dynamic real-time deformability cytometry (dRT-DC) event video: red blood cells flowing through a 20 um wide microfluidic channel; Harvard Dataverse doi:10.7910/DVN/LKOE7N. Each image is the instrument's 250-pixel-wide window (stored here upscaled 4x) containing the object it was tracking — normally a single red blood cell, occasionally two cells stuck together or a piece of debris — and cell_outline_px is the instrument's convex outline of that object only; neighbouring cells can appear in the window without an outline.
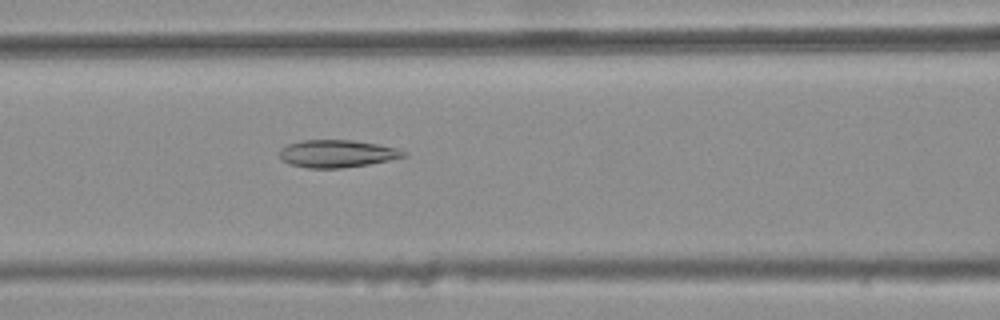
{"species": "common noctule bat (a hibernating species)", "species_latin": "Nyctalus noctula", "temperature_condition": "warm", "stored_images_in_passage": 45, "camera_frame_rate_fps": 3000, "um_per_image_px": 0.085, "animal": {"sex": "female", "body_mass_g": 25.1}, "frame": {"image": 1, "passage_image": 20, "time_ms": 6.333, "image_size_px": [1000, 320], "cell_outline_px": [[408, 156], [368, 164], [340, 168], [308, 168], [288, 164], [280, 156], [280, 148], [288, 144], [304, 140], [352, 140], [376, 144], [396, 148], [408, 152]], "centroid_in_image_um": [28.65, 13.06], "position_along_channel_um": 137.9, "area_um2": 19.77}}
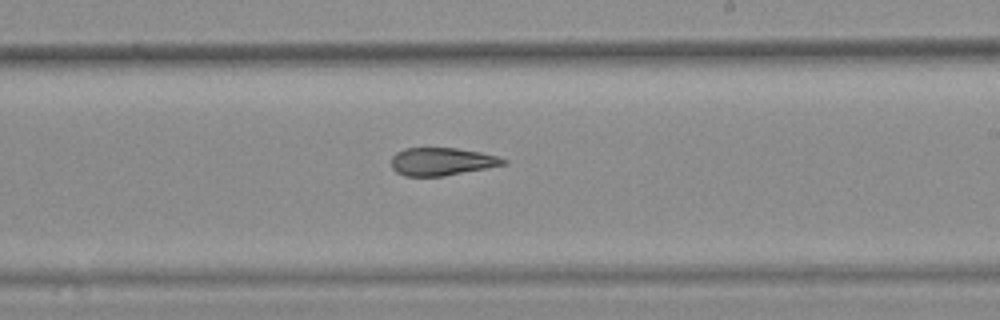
{"frame": {"image": 2, "passage_image": 29, "time_ms": 9.333, "image_size_px": [1000, 320], "cell_outline_px": [[508, 164], [444, 176], [404, 176], [396, 172], [392, 168], [392, 156], [396, 152], [404, 148], [456, 148], [480, 152], [496, 156], [508, 160]], "centroid_in_image_um": [37.55, 13.73], "position_along_channel_um": 251.5, "area_um2": 18.21}}
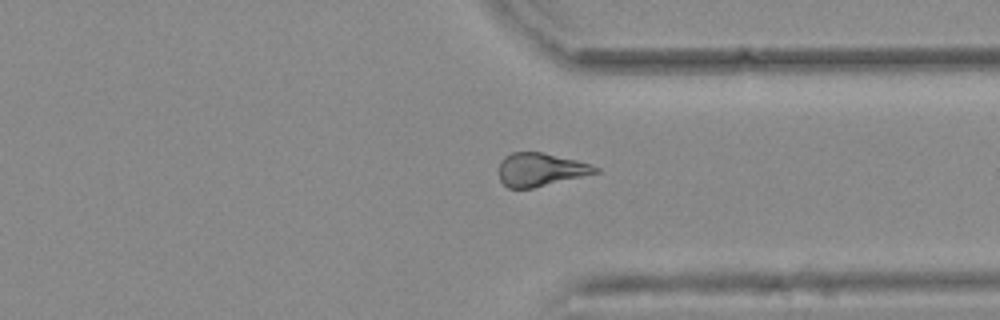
{"frame": {"image": 3, "passage_image": 38, "time_ms": 12.333, "image_size_px": [1000, 320], "cell_outline_px": [[600, 172], [532, 188], [508, 188], [500, 180], [500, 160], [504, 156], [512, 152], [544, 152], [576, 160], [600, 168]], "centroid_in_image_um": [45.93, 14.4], "position_along_channel_um": 365.5, "area_um2": 18.55}, "authors_computed_cell_mechanics": {"area_um2": 19.4208, "velocity_mm_per_s": 3.7961, "shape_relaxation_time_tau1_ms": null, "shape_relaxation_time_tau2_ms": 4.6803, "deformation_change_tau1": null, "deformation_change_tau2": 0.129}}